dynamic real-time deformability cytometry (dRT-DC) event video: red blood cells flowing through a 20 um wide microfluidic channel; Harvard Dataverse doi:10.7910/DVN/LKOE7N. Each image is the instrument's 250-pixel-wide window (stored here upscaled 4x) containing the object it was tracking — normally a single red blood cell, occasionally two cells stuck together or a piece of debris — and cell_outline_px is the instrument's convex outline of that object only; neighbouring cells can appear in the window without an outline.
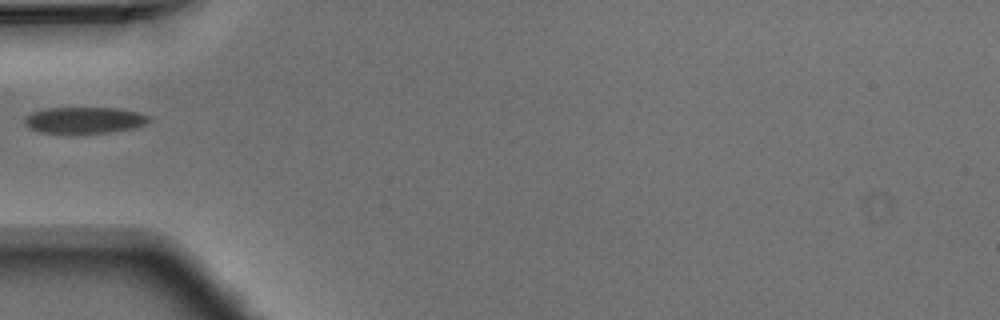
{"species": "Egyptian fruit bat (a non-hibernating species)", "species_latin": "Rousettus aegyptiacus", "temperature_condition": "warm", "stored_images_in_passage": 1, "camera_frame_rate_fps": 3000, "um_per_image_px": 0.085, "animal": {"sex": "male"}, "frame": {"image": 1, "passage_image": 1, "time_ms": 0.0, "image_size_px": [1000, 320], "cell_outline_px": [[152, 120], [148, 124], [136, 128], [112, 132], [76, 136], [40, 132], [28, 128], [24, 124], [24, 116], [32, 112], [48, 108], [120, 108], [152, 116]], "centroid_in_image_um": [7.19, 10.26], "position_along_channel_um": 77.8, "area_um2": 20.23}}